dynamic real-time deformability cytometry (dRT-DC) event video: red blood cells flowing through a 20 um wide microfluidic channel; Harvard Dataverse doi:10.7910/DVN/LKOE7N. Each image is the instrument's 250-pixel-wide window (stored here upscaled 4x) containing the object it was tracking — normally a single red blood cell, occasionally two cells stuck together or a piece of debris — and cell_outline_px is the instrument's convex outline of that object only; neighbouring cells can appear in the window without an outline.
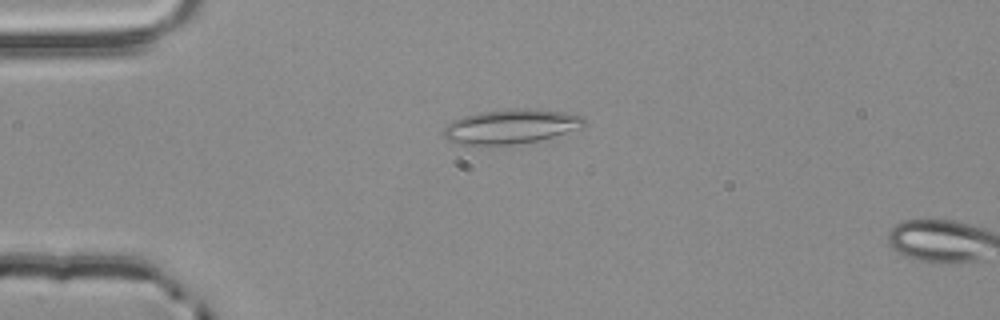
{"species": "common noctule bat (a hibernating species)", "species_latin": "Nyctalus noctula", "temperature_condition": "room temperature", "stored_images_in_passage": 4, "camera_frame_rate_fps": 3000, "um_per_image_px": 0.085, "animal": {"sex": "male", "body_mass_g": 20.4}, "frame": {"image": 1, "passage_image": 2, "time_ms": 0.333, "image_size_px": [1000, 320], "cell_outline_px": [[588, 124], [584, 128], [540, 140], [492, 148], [468, 148], [452, 144], [444, 136], [444, 128], [452, 120], [464, 116], [480, 112], [508, 108], [536, 108], [564, 112], [580, 116]], "centroid_in_image_um": [43.36, 10.81], "position_along_channel_um": 41.6, "area_um2": 29.77}}